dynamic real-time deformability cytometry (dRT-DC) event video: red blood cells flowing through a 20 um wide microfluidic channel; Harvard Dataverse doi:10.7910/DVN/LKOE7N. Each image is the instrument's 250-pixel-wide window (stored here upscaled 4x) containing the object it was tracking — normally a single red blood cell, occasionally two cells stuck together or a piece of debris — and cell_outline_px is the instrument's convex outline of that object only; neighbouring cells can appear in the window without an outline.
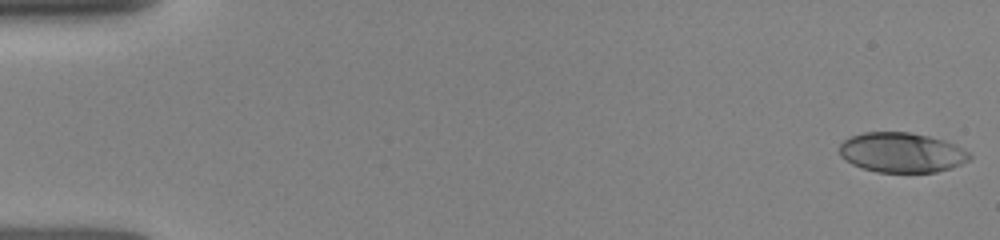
{"species": "human", "species_latin": "Homo sapiens", "temperature_condition": "room temperature", "stored_images_in_passage": 52, "camera_frame_rate_fps": 3000, "um_per_image_px": 0.085, "donor": {"sex": "female"}, "frame": {"image": 1, "passage_image": 1, "time_ms": 0.0, "image_size_px": [1000, 240], "cell_outline_px": [[972, 160], [952, 168], [936, 172], [876, 172], [852, 164], [840, 156], [840, 144], [848, 136], [864, 132], [908, 132], [928, 136], [944, 140], [956, 144], [968, 152], [972, 156]], "centroid_in_image_um": [76.67, 12.96], "position_along_channel_um": 8.3, "area_um2": 30.46}}
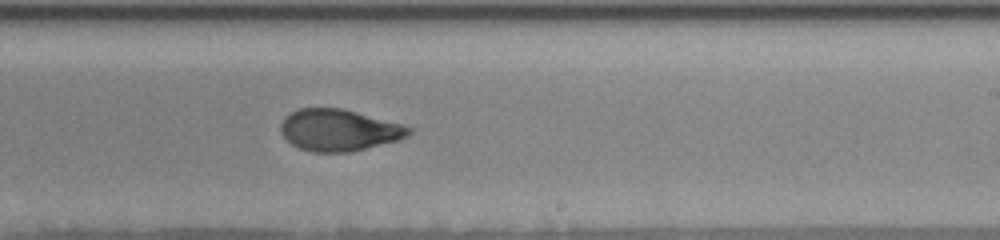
{"frame": {"image": 2, "passage_image": 29, "time_ms": 9.667, "image_size_px": [1000, 240], "cell_outline_px": [[412, 132], [408, 136], [400, 140], [348, 152], [312, 152], [300, 148], [292, 144], [280, 132], [280, 124], [284, 116], [300, 108], [344, 108], [400, 124], [412, 128]], "centroid_in_image_um": [28.8, 11.05], "position_along_channel_um": 260.2, "area_um2": 31.04}}
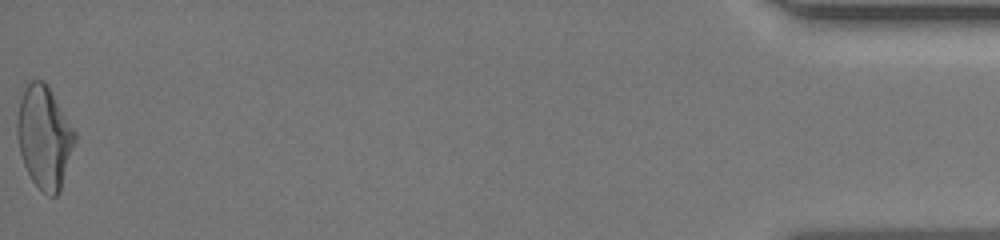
{"frame": {"image": 3, "passage_image": 52, "time_ms": 16.0, "image_size_px": [1000, 240], "cell_outline_px": [[76, 140], [60, 192], [56, 196], [48, 196], [32, 180], [24, 164], [20, 152], [16, 132], [16, 124], [20, 100], [24, 88], [32, 80], [44, 80], [48, 84], [76, 132]], "centroid_in_image_um": [3.78, 11.64], "position_along_channel_um": 431.4, "area_um2": 34.51}}